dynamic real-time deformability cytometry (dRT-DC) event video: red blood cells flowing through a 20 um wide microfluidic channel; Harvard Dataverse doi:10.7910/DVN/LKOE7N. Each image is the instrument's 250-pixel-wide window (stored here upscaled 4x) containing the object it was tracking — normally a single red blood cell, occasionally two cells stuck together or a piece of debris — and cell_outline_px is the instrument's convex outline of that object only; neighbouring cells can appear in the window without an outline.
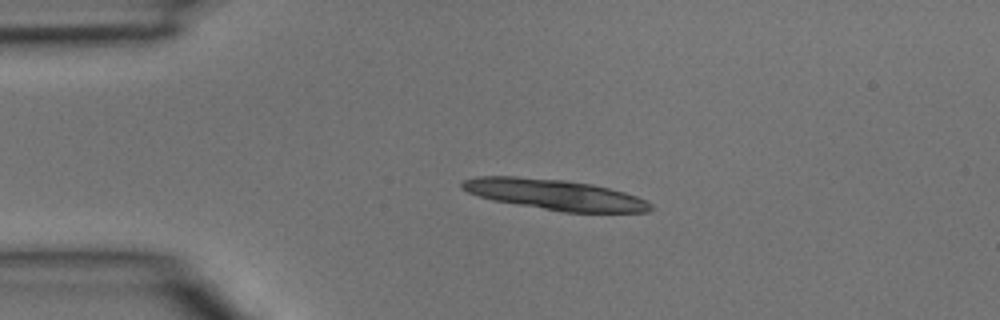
{"species": "common noctule bat (a hibernating species)", "species_latin": "Nyctalus noctula", "temperature_condition": "room temperature", "stored_images_in_passage": 2, "camera_frame_rate_fps": 3000, "um_per_image_px": 0.085, "animal": {"sex": "male", "body_mass_g": 15.6}, "frame": {"image": 1, "passage_image": 1, "time_ms": 0.0, "image_size_px": [1000, 320], "cell_outline_px": [[656, 208], [648, 212], [564, 212], [492, 200], [468, 192], [460, 188], [460, 184], [464, 180], [476, 176], [516, 176], [564, 180], [592, 184], [624, 192], [636, 196], [652, 204]], "centroid_in_image_um": [47.16, 16.54], "position_along_channel_um": 37.8, "area_um2": 33.47}}